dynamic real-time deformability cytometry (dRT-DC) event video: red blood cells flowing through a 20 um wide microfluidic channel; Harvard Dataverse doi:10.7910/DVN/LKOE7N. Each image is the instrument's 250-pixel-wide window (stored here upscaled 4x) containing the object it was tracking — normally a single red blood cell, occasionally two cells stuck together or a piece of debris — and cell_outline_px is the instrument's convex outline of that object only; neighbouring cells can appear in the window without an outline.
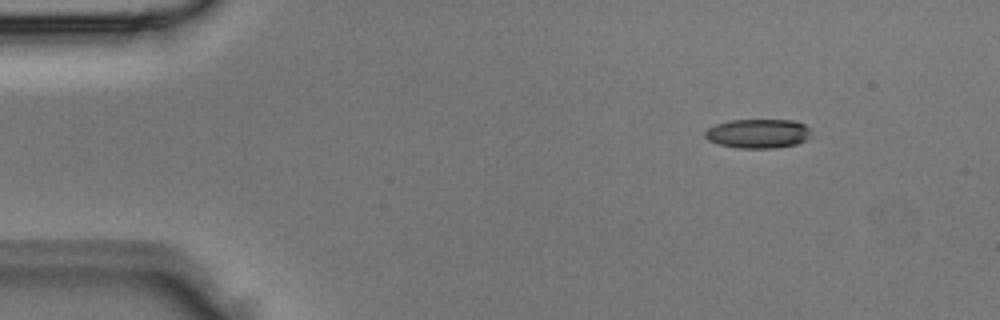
{"species": "Egyptian fruit bat (a non-hibernating species)", "species_latin": "Rousettus aegyptiacus", "temperature_condition": "room temperature", "stored_images_in_passage": 3, "camera_frame_rate_fps": 3000, "um_per_image_px": 0.085, "animal": {"sex": "male"}, "frame": {"image": 1, "passage_image": 1, "time_ms": 0.0, "image_size_px": [1000, 320], "cell_outline_px": [[812, 136], [808, 140], [796, 144], [776, 148], [740, 148], [720, 144], [708, 140], [704, 136], [704, 132], [708, 128], [716, 124], [728, 120], [792, 120], [804, 124], [812, 128]], "centroid_in_image_um": [64.49, 11.35], "position_along_channel_um": 20.5, "area_um2": 18.32}}